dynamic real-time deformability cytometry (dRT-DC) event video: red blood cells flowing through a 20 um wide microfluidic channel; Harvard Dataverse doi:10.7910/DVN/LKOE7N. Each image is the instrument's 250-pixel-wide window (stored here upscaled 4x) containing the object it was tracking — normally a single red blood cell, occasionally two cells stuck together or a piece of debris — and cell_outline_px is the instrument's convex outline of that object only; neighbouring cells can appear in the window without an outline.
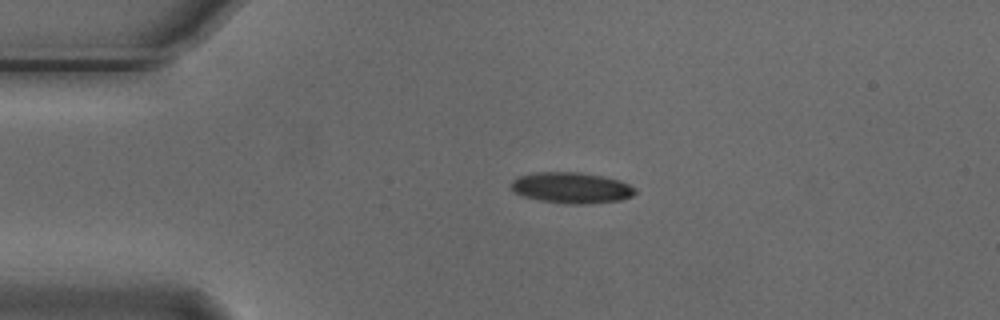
{"species": "Egyptian fruit bat (a non-hibernating species)", "species_latin": "Rousettus aegyptiacus", "temperature_condition": "cold", "stored_images_in_passage": 5, "camera_frame_rate_fps": 3000, "um_per_image_px": 0.085, "animal": {"sex": "male"}, "frame": {"image": 1, "passage_image": 4, "time_ms": 1.0, "image_size_px": [1000, 320], "cell_outline_px": [[636, 192], [632, 196], [620, 200], [580, 204], [564, 204], [540, 200], [524, 196], [516, 192], [512, 188], [512, 180], [520, 176], [536, 172], [580, 172], [604, 176], [620, 180], [636, 188]], "centroid_in_image_um": [48.6, 15.95], "position_along_channel_um": 36.4, "area_um2": 22.25}}